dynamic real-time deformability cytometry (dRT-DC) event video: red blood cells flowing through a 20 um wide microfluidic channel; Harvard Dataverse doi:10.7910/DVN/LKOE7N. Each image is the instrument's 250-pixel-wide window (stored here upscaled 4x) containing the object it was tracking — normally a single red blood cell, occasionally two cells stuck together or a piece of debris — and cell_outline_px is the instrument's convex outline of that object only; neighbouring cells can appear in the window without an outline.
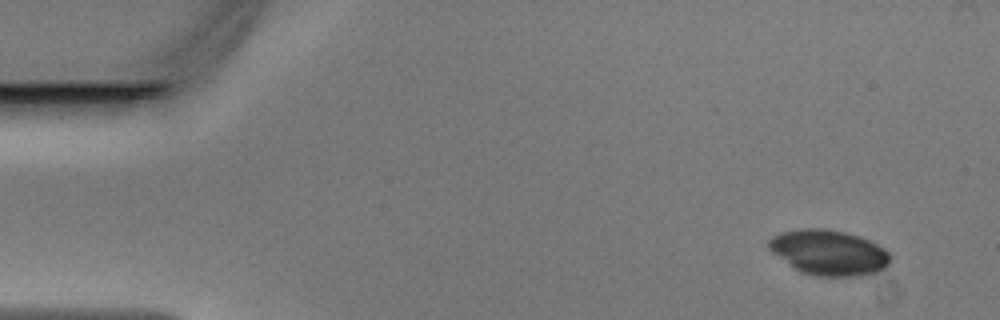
{"species": "Egyptian fruit bat (a non-hibernating species)", "species_latin": "Rousettus aegyptiacus", "temperature_condition": "warm", "stored_images_in_passage": 48, "camera_frame_rate_fps": 3000, "um_per_image_px": 0.085, "animal": {"sex": "male"}, "frame": {"image": 1, "passage_image": 4, "time_ms": 1.0, "image_size_px": [1000, 320], "cell_outline_px": [[892, 256], [888, 264], [884, 268], [876, 272], [860, 276], [816, 276], [800, 272], [772, 252], [768, 248], [768, 240], [772, 236], [780, 232], [796, 228], [828, 228], [860, 236], [884, 248]], "centroid_in_image_um": [70.43, 21.45], "position_along_channel_um": 14.6, "area_um2": 32.25}}
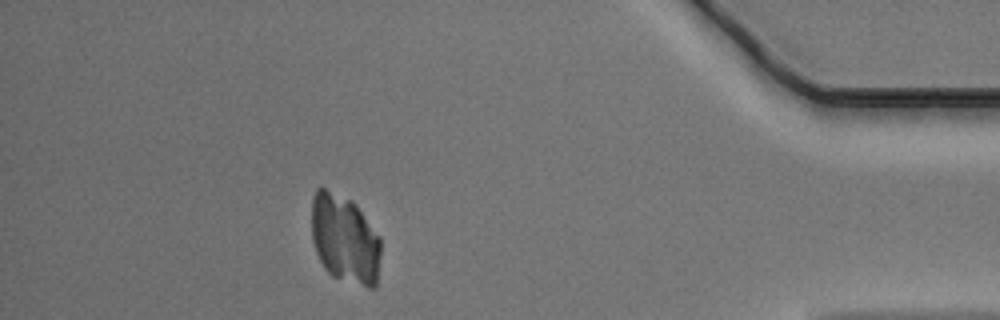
{"frame": {"image": 2, "passage_image": 43, "time_ms": 14.0, "image_size_px": [1000, 320], "cell_outline_px": [[380, 256], [376, 288], [368, 288], [332, 276], [324, 268], [316, 252], [312, 240], [312, 196], [316, 188], [324, 188], [352, 200], [356, 204], [380, 236]], "centroid_in_image_um": [29.31, 20.32], "position_along_channel_um": 405.9, "area_um2": 36.07}}